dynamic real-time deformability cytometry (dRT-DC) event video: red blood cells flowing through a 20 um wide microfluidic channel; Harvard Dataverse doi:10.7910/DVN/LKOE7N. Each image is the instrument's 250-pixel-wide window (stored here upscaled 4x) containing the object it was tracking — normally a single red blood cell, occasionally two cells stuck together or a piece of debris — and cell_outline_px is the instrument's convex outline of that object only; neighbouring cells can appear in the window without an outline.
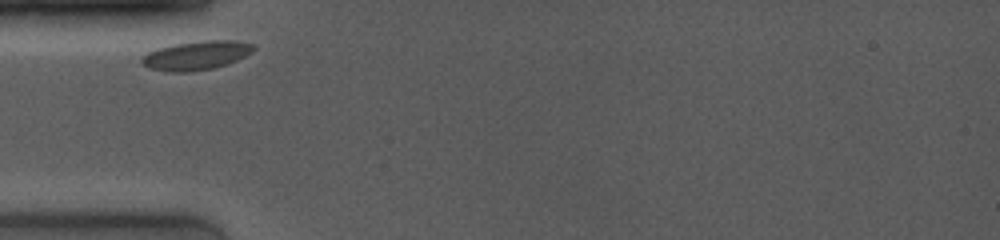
{"species": "common noctule bat (a hibernating species)", "species_latin": "Nyctalus noctula", "temperature_condition": "room temperature", "stored_images_in_passage": 15, "camera_frame_rate_fps": 4000, "um_per_image_px": 0.085, "animal": {"sex": "female", "body_mass_g": 19.0, "forearm_length_mm": 53.3}, "frame": {"image": 1, "passage_image": 1, "time_ms": 0.0, "image_size_px": [1000, 240], "cell_outline_px": [[256, 48], [252, 52], [228, 64], [212, 68], [188, 72], [168, 72], [152, 68], [144, 64], [140, 60], [148, 52], [172, 44], [208, 40], [232, 40], [256, 44]], "centroid_in_image_um": [16.73, 4.7], "position_along_channel_um": 68.3, "area_um2": 18.67}}
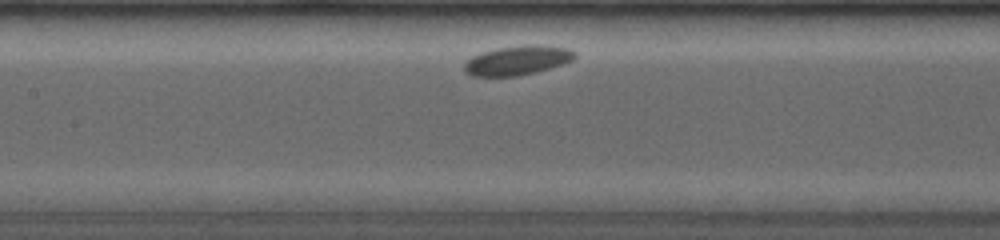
{"frame": {"image": 2, "passage_image": 7, "time_ms": 2.75, "image_size_px": [1000, 240], "cell_outline_px": [[576, 56], [572, 60], [564, 64], [536, 72], [516, 76], [472, 76], [464, 72], [464, 64], [472, 56], [480, 52], [496, 48], [536, 44], [564, 48], [576, 52]], "centroid_in_image_um": [43.96, 5.14], "position_along_channel_um": 163.4, "area_um2": 18.84}}